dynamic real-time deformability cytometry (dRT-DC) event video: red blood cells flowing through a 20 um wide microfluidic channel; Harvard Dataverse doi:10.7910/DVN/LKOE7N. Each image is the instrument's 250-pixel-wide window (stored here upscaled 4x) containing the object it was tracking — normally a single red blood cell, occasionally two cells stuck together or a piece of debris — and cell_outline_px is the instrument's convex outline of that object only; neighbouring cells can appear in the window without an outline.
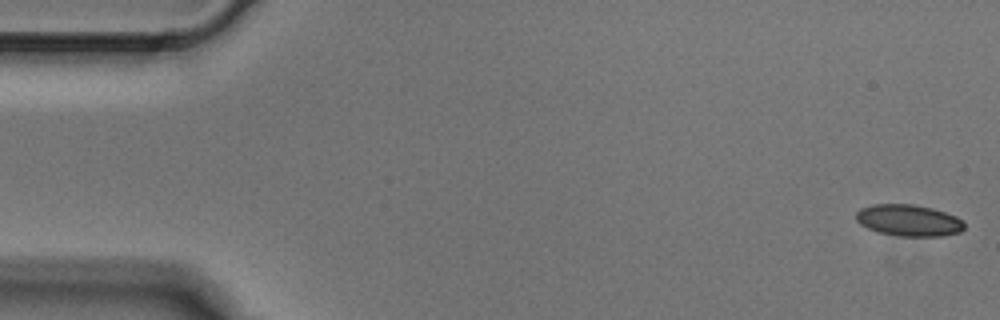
{"species": "Egyptian fruit bat (a non-hibernating species)", "species_latin": "Rousettus aegyptiacus", "temperature_condition": "cold", "stored_images_in_passage": 5, "camera_frame_rate_fps": 3000, "um_per_image_px": 0.085, "animal": {"sex": "male"}, "frame": {"image": 1, "passage_image": 1, "time_ms": 0.0, "image_size_px": [1000, 320], "cell_outline_px": [[964, 228], [960, 232], [940, 236], [900, 236], [876, 232], [860, 224], [856, 220], [856, 212], [860, 208], [872, 204], [912, 204], [932, 208], [956, 216], [964, 220]], "centroid_in_image_um": [77.23, 18.73], "position_along_channel_um": 7.8, "area_um2": 20.0}}